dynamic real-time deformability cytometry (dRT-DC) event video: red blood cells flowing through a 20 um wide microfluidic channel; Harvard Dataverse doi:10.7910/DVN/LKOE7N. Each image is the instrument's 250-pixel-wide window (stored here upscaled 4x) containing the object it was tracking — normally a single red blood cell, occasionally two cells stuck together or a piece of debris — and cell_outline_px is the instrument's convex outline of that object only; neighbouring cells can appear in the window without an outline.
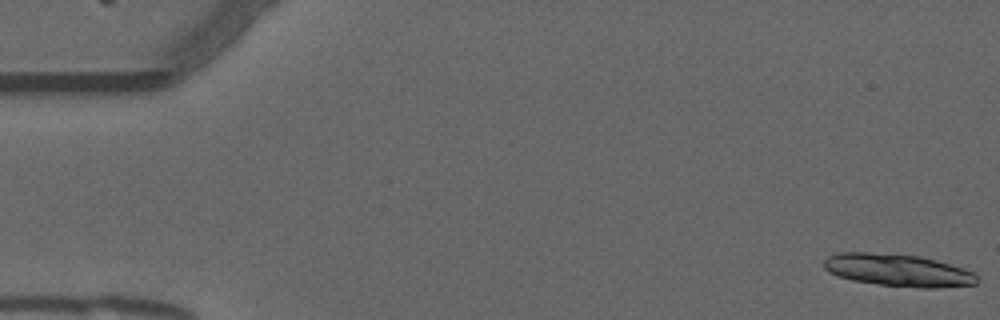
{"species": "common noctule bat (a hibernating species)", "species_latin": "Nyctalus noctula", "temperature_condition": "warm", "stored_images_in_passage": 53, "camera_frame_rate_fps": 3000, "um_per_image_px": 0.085, "animal": {"sex": "male", "forearm_length_mm": 52.5}, "frame": {"image": 1, "passage_image": 1, "time_ms": 0.0, "image_size_px": [1000, 320], "cell_outline_px": [[976, 284], [936, 288], [920, 288], [880, 284], [852, 280], [828, 272], [824, 268], [824, 260], [828, 256], [836, 252], [868, 252], [920, 256], [964, 268], [976, 272]], "centroid_in_image_um": [76.32, 22.96], "position_along_channel_um": 8.7, "area_um2": 28.78}}
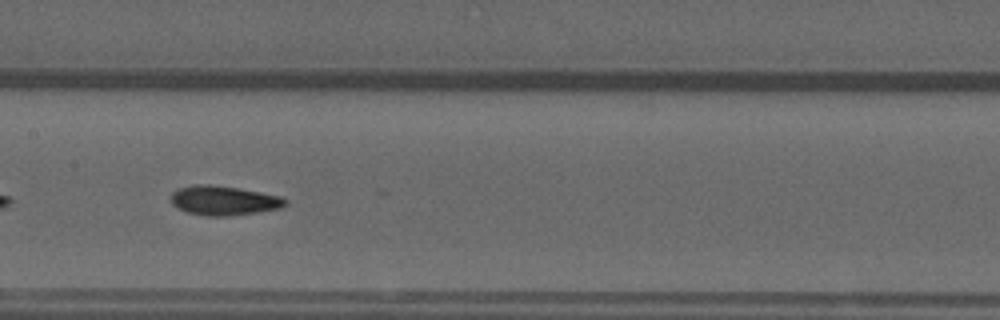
{"frame": {"image": 2, "passage_image": 27, "time_ms": 8.667, "image_size_px": [1000, 320], "cell_outline_px": [[288, 204], [280, 208], [256, 212], [224, 216], [208, 216], [188, 212], [172, 204], [172, 192], [180, 188], [196, 184], [208, 184], [236, 188], [260, 192], [280, 196], [288, 200]], "centroid_in_image_um": [19.05, 17.04], "position_along_channel_um": 188.4, "area_um2": 19.25}}
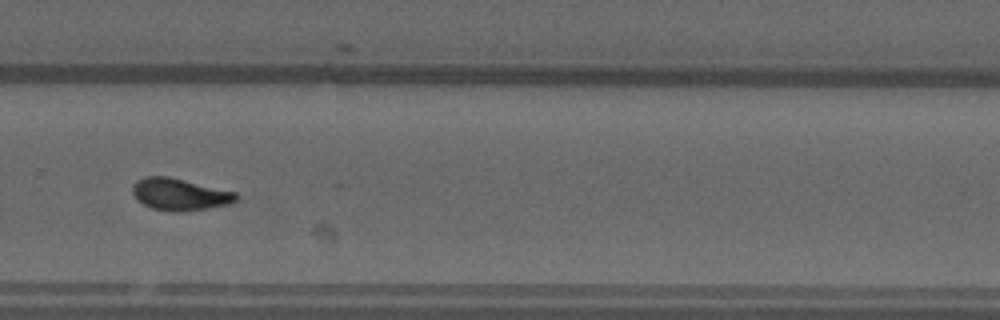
{"frame": {"image": 3, "passage_image": 37, "time_ms": 12.0, "image_size_px": [1000, 320], "cell_outline_px": [[240, 196], [236, 200], [228, 204], [208, 208], [176, 212], [172, 212], [152, 208], [144, 204], [132, 192], [132, 188], [136, 180], [144, 176], [168, 176], [236, 192]], "centroid_in_image_um": [15.28, 16.51], "position_along_channel_um": 314.5, "area_um2": 19.13}, "authors_computed_cell_mechanics": {"area_um2": 19.1318, "velocity_mm_per_s": 3.8095, "shape_relaxation_time_tau1_ms": 11.2766, "shape_relaxation_time_tau2_ms": 2.9053, "deformation_change_tau1": 0.2842, "deformation_change_tau2": 0.0894}}